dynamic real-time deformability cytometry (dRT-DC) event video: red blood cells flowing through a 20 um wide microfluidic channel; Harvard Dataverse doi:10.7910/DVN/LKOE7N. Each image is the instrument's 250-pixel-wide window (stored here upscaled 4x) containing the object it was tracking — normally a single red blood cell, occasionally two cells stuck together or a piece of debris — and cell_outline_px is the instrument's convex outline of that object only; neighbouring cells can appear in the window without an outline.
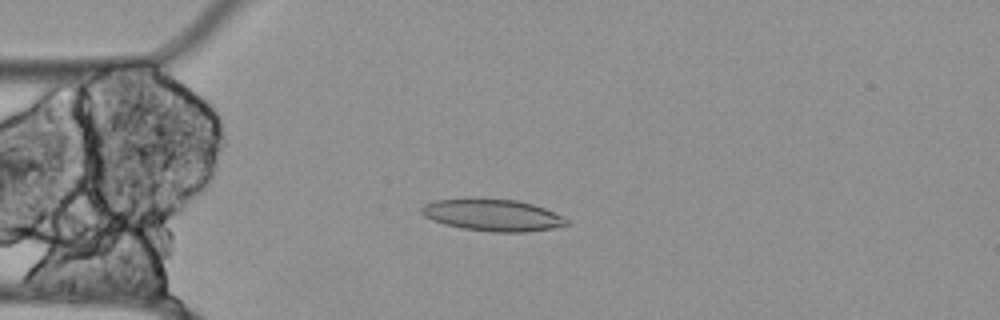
{"species": "Egyptian fruit bat (a non-hibernating species)", "species_latin": "Rousettus aegyptiacus", "temperature_condition": "cold", "stored_images_in_passage": 43, "camera_frame_rate_fps": 3000, "um_per_image_px": 0.085, "animal": {"sex": "female"}, "frame": {"image": 1, "passage_image": 1, "time_ms": 0.0, "image_size_px": [1000, 320], "cell_outline_px": [[568, 224], [552, 228], [528, 232], [492, 232], [464, 228], [444, 224], [432, 220], [424, 216], [420, 212], [420, 208], [424, 204], [436, 200], [476, 196], [516, 200], [532, 204], [544, 208], [568, 220]], "centroid_in_image_um": [41.8, 18.25], "position_along_channel_um": 43.2, "area_um2": 27.34}}
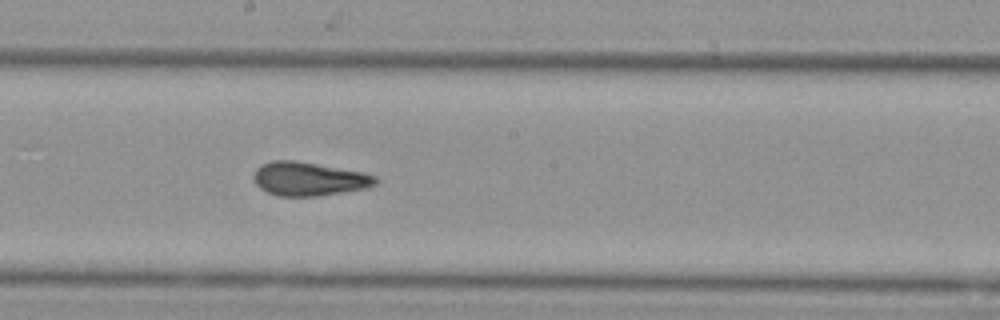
{"frame": {"image": 2, "passage_image": 17, "time_ms": 5.333, "image_size_px": [1000, 320], "cell_outline_px": [[380, 180], [376, 184], [368, 188], [316, 196], [276, 196], [260, 188], [256, 184], [252, 176], [256, 168], [260, 164], [272, 160], [296, 160], [364, 172], [376, 176]], "centroid_in_image_um": [26.25, 15.19], "position_along_channel_um": 221.9, "area_um2": 24.22}}
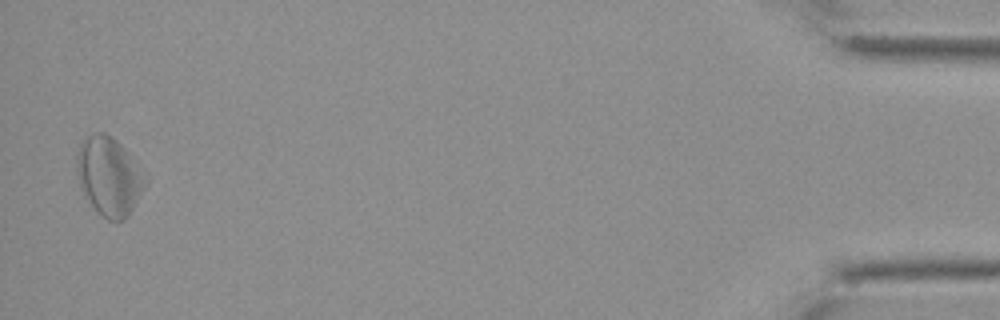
{"frame": {"image": 3, "passage_image": 42, "time_ms": 13.667, "image_size_px": [1000, 320], "cell_outline_px": [[148, 180], [128, 216], [124, 220], [108, 220], [92, 204], [80, 188], [76, 168], [76, 156], [80, 144], [88, 136], [96, 132], [104, 132], [116, 140], [124, 148]], "centroid_in_image_um": [9.25, 14.96], "position_along_channel_um": 426.0, "area_um2": 30.63}, "authors_computed_cell_mechanics": {"area_um2": 24.9696, "velocity_mm_per_s": 3.4925, "shape_relaxation_time_tau1_ms": null, "shape_relaxation_time_tau2_ms": 3.7011, "deformation_change_tau1": null, "deformation_change_tau2": 0.1191}}